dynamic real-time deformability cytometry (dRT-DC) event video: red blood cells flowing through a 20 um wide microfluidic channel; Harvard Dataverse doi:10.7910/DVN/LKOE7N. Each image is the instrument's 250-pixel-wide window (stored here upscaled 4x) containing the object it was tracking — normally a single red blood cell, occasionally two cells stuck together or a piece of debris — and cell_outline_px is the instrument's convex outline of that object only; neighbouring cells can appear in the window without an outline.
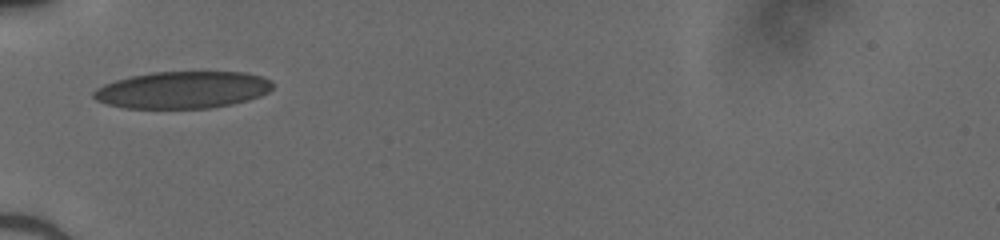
{"species": "human", "species_latin": "Homo sapiens", "temperature_condition": "cold", "stored_images_in_passage": 4, "camera_frame_rate_fps": 3000, "um_per_image_px": 0.085, "donor": {"sex": "male"}, "frame": {"image": 1, "passage_image": 1, "time_ms": 0.0, "image_size_px": [1000, 240], "cell_outline_px": [[272, 88], [268, 92], [260, 96], [248, 100], [232, 104], [208, 108], [124, 108], [108, 104], [96, 100], [92, 96], [92, 92], [96, 88], [104, 84], [116, 80], [132, 76], [152, 72], [244, 72], [264, 76], [272, 80]], "centroid_in_image_um": [15.53, 7.64], "position_along_channel_um": 69.5, "area_um2": 38.73}}
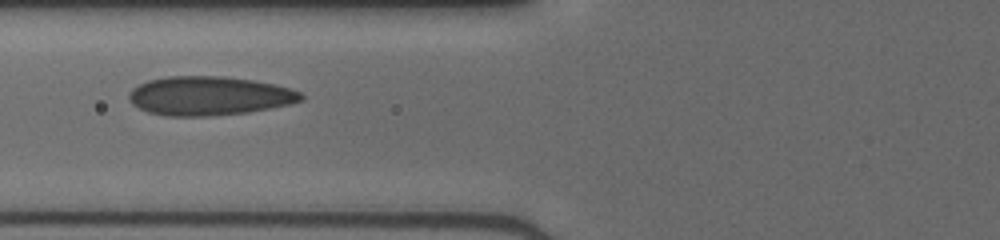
{"frame": {"image": 2, "passage_image": 2, "time_ms": 0.333, "image_size_px": [1000, 240], "cell_outline_px": [[304, 100], [288, 104], [248, 112], [208, 116], [168, 116], [148, 112], [132, 104], [128, 100], [128, 92], [132, 88], [148, 80], [168, 76], [220, 76], [252, 80], [276, 84], [292, 88], [300, 92], [304, 96]], "centroid_in_image_um": [17.77, 8.14], "position_along_channel_um": 108.0, "area_um2": 39.13}}
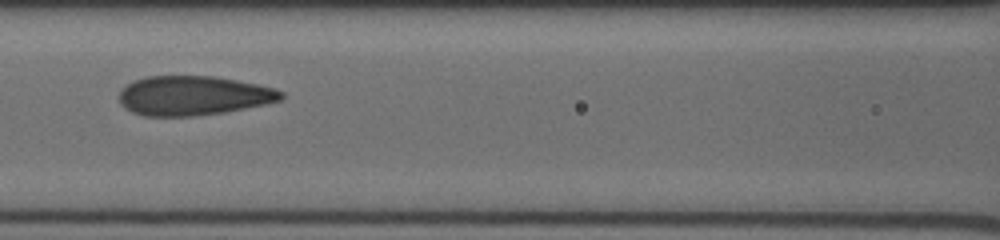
{"frame": {"image": 3, "passage_image": 3, "time_ms": 0.667, "image_size_px": [1000, 240], "cell_outline_px": [[284, 96], [280, 100], [264, 104], [224, 112], [188, 116], [144, 116], [132, 112], [124, 108], [120, 104], [120, 92], [132, 80], [148, 76], [212, 76], [236, 80], [276, 88], [284, 92]], "centroid_in_image_um": [16.42, 8.12], "position_along_channel_um": 150.2, "area_um2": 37.05}}